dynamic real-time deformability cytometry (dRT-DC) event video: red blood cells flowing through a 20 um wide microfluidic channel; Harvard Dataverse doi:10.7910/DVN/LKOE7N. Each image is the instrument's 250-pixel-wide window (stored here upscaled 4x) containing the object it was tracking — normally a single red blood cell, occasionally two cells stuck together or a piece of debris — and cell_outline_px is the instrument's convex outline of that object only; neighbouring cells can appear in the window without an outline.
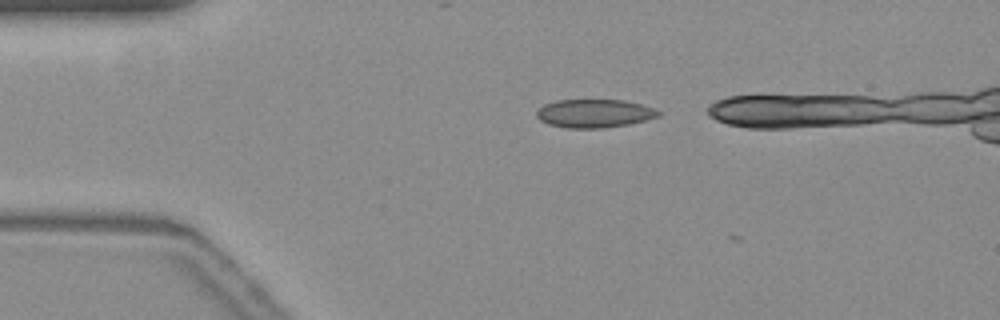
{"species": "common noctule bat (a hibernating species)", "species_latin": "Nyctalus noctula", "temperature_condition": "warm", "stored_images_in_passage": 3, "camera_frame_rate_fps": 3000, "um_per_image_px": 0.085, "animal": {"sex": "female", "body_mass_g": 19.3, "forearm_length_mm": 54.1}, "frame": {"image": 1, "passage_image": 1, "time_ms": 0.0, "image_size_px": [1000, 320], "cell_outline_px": [[664, 112], [660, 116], [628, 124], [604, 128], [568, 128], [548, 124], [540, 120], [536, 116], [536, 112], [544, 104], [556, 100], [624, 100], [640, 104]], "centroid_in_image_um": [50.52, 9.64], "position_along_channel_um": 34.5, "area_um2": 20.11}}